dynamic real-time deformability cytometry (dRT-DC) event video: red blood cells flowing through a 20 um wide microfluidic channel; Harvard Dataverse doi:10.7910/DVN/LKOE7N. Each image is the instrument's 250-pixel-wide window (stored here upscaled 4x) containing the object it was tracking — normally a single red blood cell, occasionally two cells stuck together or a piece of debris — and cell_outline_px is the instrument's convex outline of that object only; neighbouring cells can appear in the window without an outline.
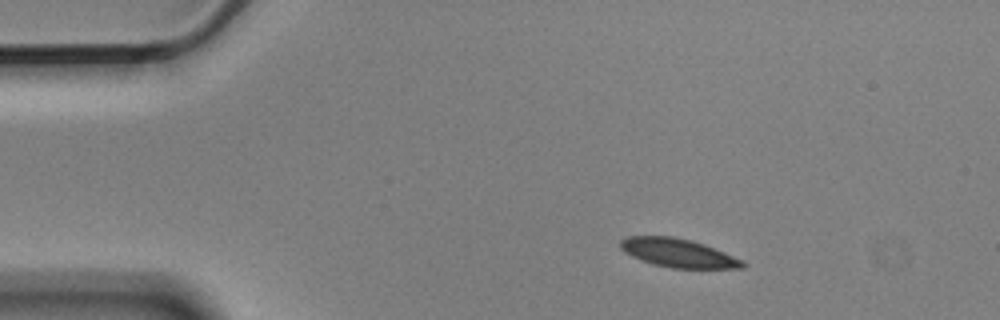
{"species": "Egyptian fruit bat (a non-hibernating species)", "species_latin": "Rousettus aegyptiacus", "temperature_condition": "cold", "stored_images_in_passage": 3, "camera_frame_rate_fps": 3000, "um_per_image_px": 0.085, "animal": {"sex": "male"}, "frame": {"image": 1, "passage_image": 1, "time_ms": 0.0, "image_size_px": [1000, 320], "cell_outline_px": [[748, 264], [744, 268], [672, 268], [652, 264], [632, 256], [624, 252], [620, 248], [620, 240], [628, 236], [672, 236], [692, 240], [704, 244], [744, 260]], "centroid_in_image_um": [57.66, 21.5], "position_along_channel_um": 27.3, "area_um2": 20.46}}